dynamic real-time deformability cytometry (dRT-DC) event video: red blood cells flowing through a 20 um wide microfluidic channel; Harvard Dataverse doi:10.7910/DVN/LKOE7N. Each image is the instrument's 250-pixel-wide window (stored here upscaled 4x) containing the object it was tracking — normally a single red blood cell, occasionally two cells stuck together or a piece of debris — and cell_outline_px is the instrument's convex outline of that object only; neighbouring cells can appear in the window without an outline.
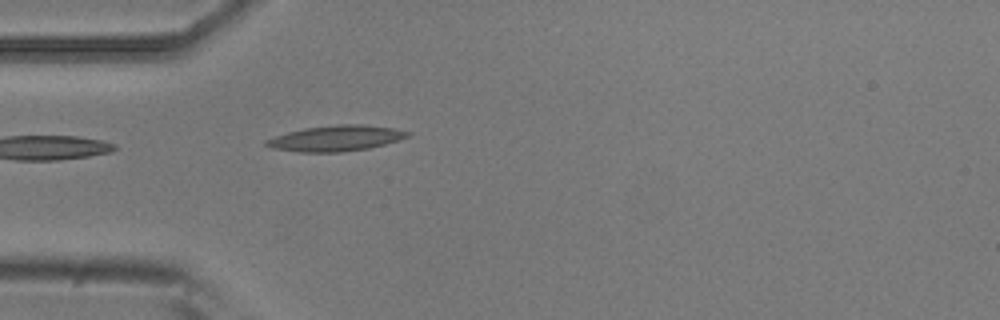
{"species": "common noctule bat (a hibernating species)", "species_latin": "Nyctalus noctula", "temperature_condition": "room temperature", "stored_images_in_passage": 2, "camera_frame_rate_fps": 3000, "um_per_image_px": 0.085, "animal": {"sex": "male", "body_mass_g": 20.5, "forearm_length_mm": 52.5}, "frame": {"image": 1, "passage_image": 2, "time_ms": 0.333, "image_size_px": [1000, 320], "cell_outline_px": [[412, 132], [408, 136], [400, 140], [368, 148], [340, 152], [300, 152], [272, 148], [264, 144], [264, 140], [288, 132], [304, 128], [336, 124], [364, 124], [392, 128]], "centroid_in_image_um": [28.55, 11.75], "position_along_channel_um": 56.4, "area_um2": 21.1}}